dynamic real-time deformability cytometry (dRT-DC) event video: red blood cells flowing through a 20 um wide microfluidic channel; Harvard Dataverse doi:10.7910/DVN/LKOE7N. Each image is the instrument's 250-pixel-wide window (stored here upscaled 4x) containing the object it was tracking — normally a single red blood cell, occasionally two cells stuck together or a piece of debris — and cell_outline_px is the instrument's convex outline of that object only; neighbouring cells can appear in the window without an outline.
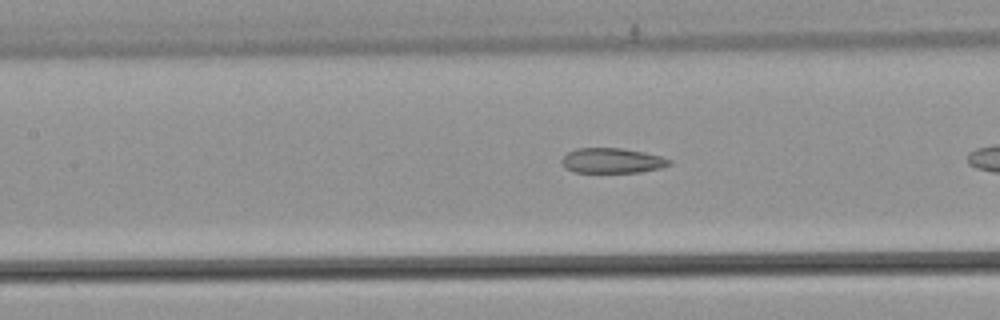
{"species": "common noctule bat (a hibernating species)", "species_latin": "Nyctalus noctula", "temperature_condition": "warm", "stored_images_in_passage": 25, "camera_frame_rate_fps": 3000, "um_per_image_px": 0.085, "animal": {"sex": "male", "body_mass_g": 21.5, "forearm_length_mm": 52.0}, "frame": {"image": 1, "passage_image": 8, "time_ms": 2.333, "image_size_px": [1000, 320], "cell_outline_px": [[672, 164], [660, 168], [640, 172], [576, 172], [564, 168], [560, 160], [568, 152], [576, 148], [620, 148], [644, 152], [660, 156], [672, 160]], "centroid_in_image_um": [52.02, 13.65], "position_along_channel_um": 155.4, "area_um2": 15.72}}
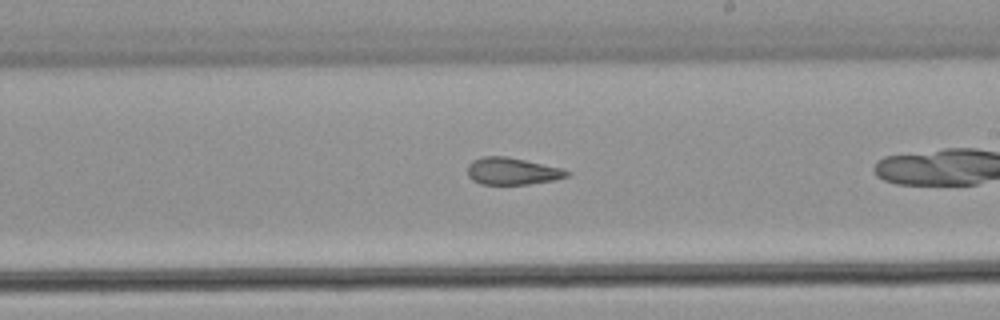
{"frame": {"image": 2, "passage_image": 15, "time_ms": 4.667, "image_size_px": [1000, 320], "cell_outline_px": [[572, 172], [568, 176], [556, 180], [528, 184], [480, 184], [472, 180], [468, 176], [468, 164], [472, 160], [484, 156], [504, 156], [524, 160], [560, 168]], "centroid_in_image_um": [43.52, 14.56], "position_along_channel_um": 245.5, "area_um2": 15.61}}